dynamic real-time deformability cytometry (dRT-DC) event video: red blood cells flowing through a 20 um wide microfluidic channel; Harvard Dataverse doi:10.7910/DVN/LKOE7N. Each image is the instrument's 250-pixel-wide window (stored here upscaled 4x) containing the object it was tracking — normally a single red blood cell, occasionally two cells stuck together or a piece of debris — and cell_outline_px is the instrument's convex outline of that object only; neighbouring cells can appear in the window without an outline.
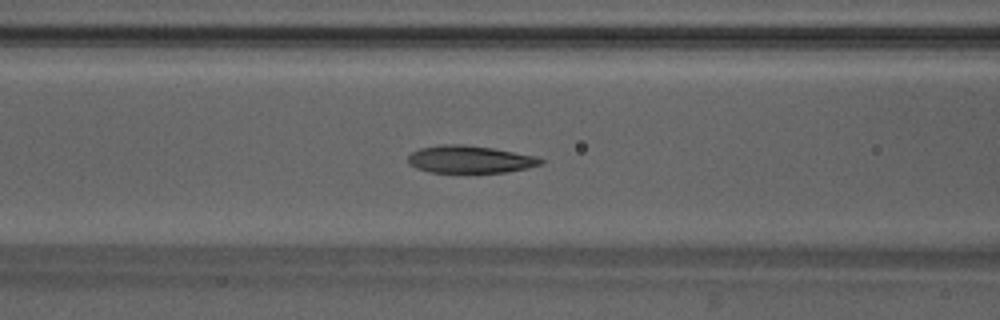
{"species": "Egyptian fruit bat (a non-hibernating species)", "species_latin": "Rousettus aegyptiacus", "temperature_condition": "warm", "stored_images_in_passage": 41, "camera_frame_rate_fps": 3000, "um_per_image_px": 0.085, "animal": {"sex": "male"}, "frame": {"image": 1, "passage_image": 12, "time_ms": 3.667, "image_size_px": [1000, 320], "cell_outline_px": [[544, 164], [528, 168], [504, 172], [428, 172], [416, 168], [408, 164], [408, 156], [412, 152], [420, 148], [440, 144], [464, 144], [492, 148], [536, 156], [544, 160]], "centroid_in_image_um": [39.93, 13.54], "position_along_channel_um": 126.7, "area_um2": 21.27}}
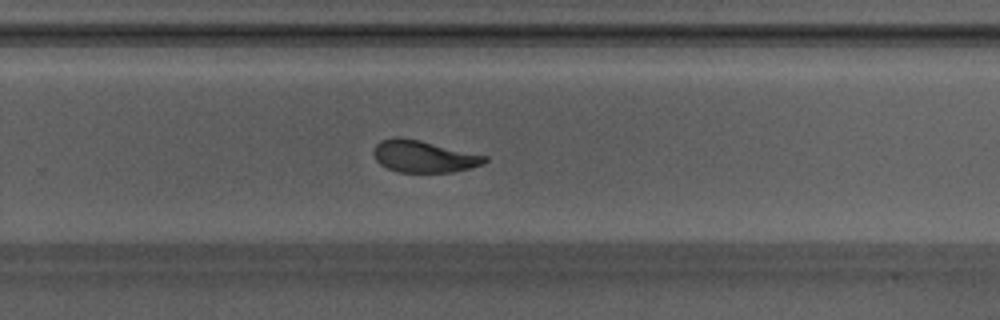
{"frame": {"image": 2, "passage_image": 24, "time_ms": 7.667, "image_size_px": [1000, 320], "cell_outline_px": [[488, 160], [484, 164], [472, 168], [452, 172], [400, 172], [388, 168], [380, 164], [376, 160], [372, 152], [376, 144], [380, 140], [396, 136], [420, 140], [488, 156]], "centroid_in_image_um": [36.02, 13.29], "position_along_channel_um": 293.8, "area_um2": 20.81}}
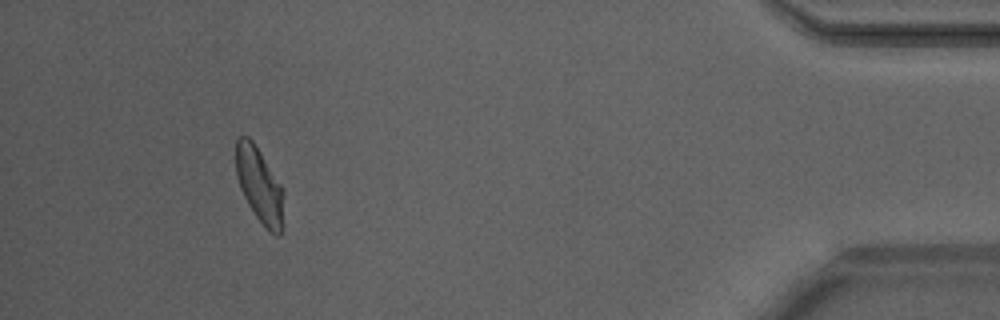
{"frame": {"image": 3, "passage_image": 37, "time_ms": 12.0, "image_size_px": [1000, 320], "cell_outline_px": [[284, 228], [280, 236], [276, 236], [268, 232], [264, 228], [248, 204], [240, 188], [236, 176], [236, 140], [240, 136], [248, 136], [252, 140], [284, 188]], "centroid_in_image_um": [22.1, 15.82], "position_along_channel_um": 413.1, "area_um2": 21.5}, "authors_computed_cell_mechanics": {"area_um2": 21.6172, "velocity_mm_per_s": 4.1864, "shape_relaxation_time_tau1_ms": 10.4842, "shape_relaxation_time_tau2_ms": 1.4261, "deformation_change_tau1": 0.276, "deformation_change_tau2": 0.0699}}